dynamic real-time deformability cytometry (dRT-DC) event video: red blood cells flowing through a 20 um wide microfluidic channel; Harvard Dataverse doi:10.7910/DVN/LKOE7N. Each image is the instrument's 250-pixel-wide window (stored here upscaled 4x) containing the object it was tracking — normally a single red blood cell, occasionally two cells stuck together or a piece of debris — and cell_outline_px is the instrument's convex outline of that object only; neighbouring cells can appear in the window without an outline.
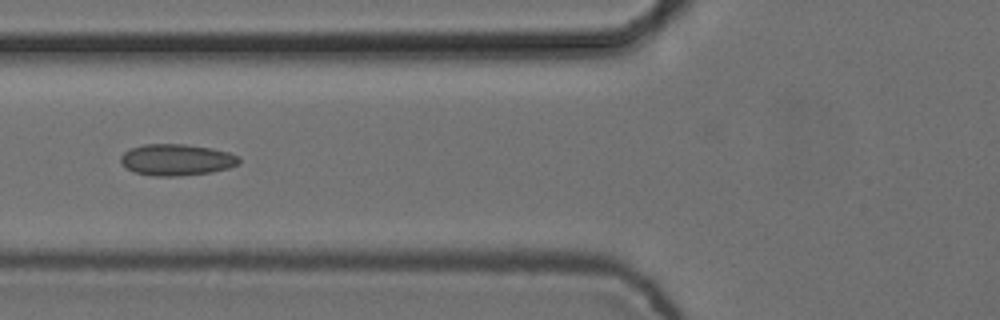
{"species": "common noctule bat (a hibernating species)", "species_latin": "Nyctalus noctula", "temperature_condition": "cold", "stored_images_in_passage": 5, "camera_frame_rate_fps": 3000, "um_per_image_px": 0.085, "animal": {"sex": "female", "body_mass_g": 24.6, "forearm_length_mm": 56.2}, "frame": {"image": 1, "passage_image": 3, "time_ms": 0.667, "image_size_px": [1000, 320], "cell_outline_px": [[240, 164], [228, 168], [212, 172], [180, 176], [156, 176], [132, 172], [124, 168], [120, 160], [120, 156], [124, 152], [132, 148], [144, 144], [184, 144], [212, 148], [228, 152], [240, 156]], "centroid_in_image_um": [15.01, 13.59], "position_along_channel_um": 110.8, "area_um2": 21.91}}
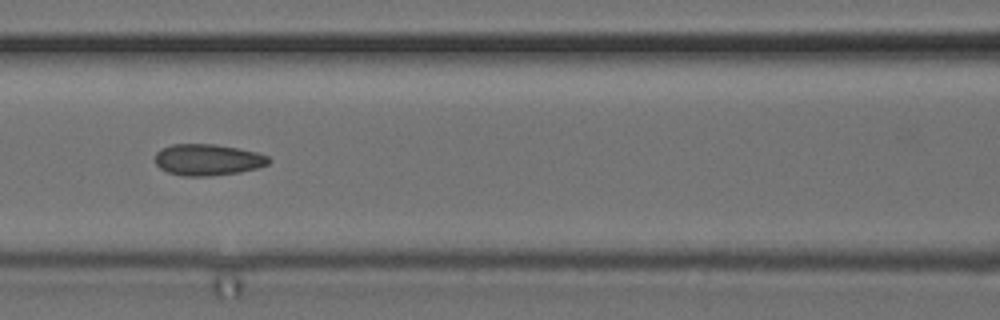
{"frame": {"image": 2, "passage_image": 4, "time_ms": 1.0, "image_size_px": [1000, 320], "cell_outline_px": [[272, 160], [268, 164], [256, 168], [240, 172], [208, 176], [184, 176], [168, 172], [160, 168], [156, 164], [156, 152], [160, 148], [172, 144], [216, 144], [256, 152], [268, 156]], "centroid_in_image_um": [17.65, 13.57], "position_along_channel_um": 149.0, "area_um2": 20.75}}
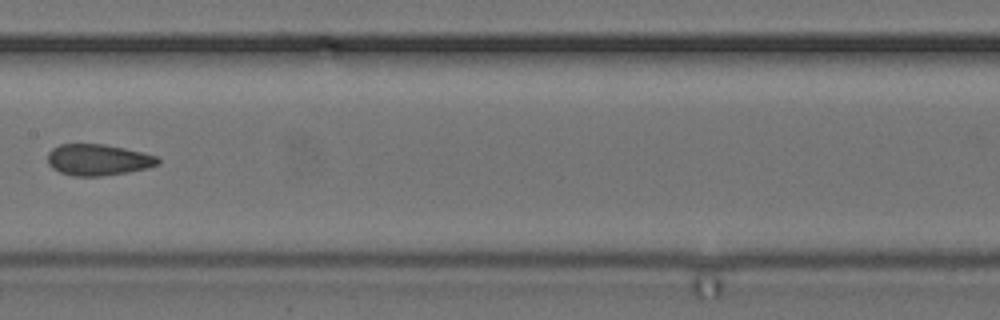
{"frame": {"image": 3, "passage_image": 5, "time_ms": 1.333, "image_size_px": [1000, 320], "cell_outline_px": [[160, 164], [148, 168], [128, 172], [100, 176], [72, 176], [60, 172], [52, 168], [48, 164], [48, 152], [52, 148], [60, 144], [104, 144], [124, 148], [156, 156], [160, 160]], "centroid_in_image_um": [8.32, 13.59], "position_along_channel_um": 199.1, "area_um2": 20.11}}